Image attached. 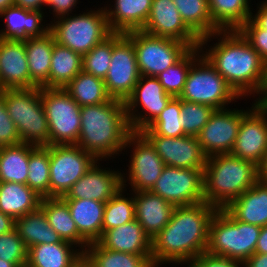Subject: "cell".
<instances>
[{"mask_svg": "<svg viewBox=\"0 0 267 267\" xmlns=\"http://www.w3.org/2000/svg\"><path fill=\"white\" fill-rule=\"evenodd\" d=\"M217 210L204 201L175 207L168 224L151 239L154 267L167 263L188 264L206 252L210 221Z\"/></svg>", "mask_w": 267, "mask_h": 267, "instance_id": "6da1fadb", "label": "cell"}, {"mask_svg": "<svg viewBox=\"0 0 267 267\" xmlns=\"http://www.w3.org/2000/svg\"><path fill=\"white\" fill-rule=\"evenodd\" d=\"M217 36H220L218 43L204 51L203 46ZM199 47L201 54L239 97L258 95L264 81L265 62L238 30H219L202 37Z\"/></svg>", "mask_w": 267, "mask_h": 267, "instance_id": "7a4b0ae2", "label": "cell"}, {"mask_svg": "<svg viewBox=\"0 0 267 267\" xmlns=\"http://www.w3.org/2000/svg\"><path fill=\"white\" fill-rule=\"evenodd\" d=\"M78 145L97 160L115 158L132 133L125 102L111 98L98 105L82 106Z\"/></svg>", "mask_w": 267, "mask_h": 267, "instance_id": "3957f363", "label": "cell"}, {"mask_svg": "<svg viewBox=\"0 0 267 267\" xmlns=\"http://www.w3.org/2000/svg\"><path fill=\"white\" fill-rule=\"evenodd\" d=\"M204 202L217 209L226 208L258 181L257 166L229 154H216L206 159L203 169Z\"/></svg>", "mask_w": 267, "mask_h": 267, "instance_id": "277c9868", "label": "cell"}, {"mask_svg": "<svg viewBox=\"0 0 267 267\" xmlns=\"http://www.w3.org/2000/svg\"><path fill=\"white\" fill-rule=\"evenodd\" d=\"M261 227L236 220L225 208L218 209L209 225L207 252L244 263L255 253Z\"/></svg>", "mask_w": 267, "mask_h": 267, "instance_id": "5b68a950", "label": "cell"}, {"mask_svg": "<svg viewBox=\"0 0 267 267\" xmlns=\"http://www.w3.org/2000/svg\"><path fill=\"white\" fill-rule=\"evenodd\" d=\"M5 106L21 143L49 145V125L41 100L40 87L3 90Z\"/></svg>", "mask_w": 267, "mask_h": 267, "instance_id": "8992f818", "label": "cell"}, {"mask_svg": "<svg viewBox=\"0 0 267 267\" xmlns=\"http://www.w3.org/2000/svg\"><path fill=\"white\" fill-rule=\"evenodd\" d=\"M77 15L54 19L49 25V31L55 42L83 56L112 32L103 7Z\"/></svg>", "mask_w": 267, "mask_h": 267, "instance_id": "52a82bcc", "label": "cell"}, {"mask_svg": "<svg viewBox=\"0 0 267 267\" xmlns=\"http://www.w3.org/2000/svg\"><path fill=\"white\" fill-rule=\"evenodd\" d=\"M179 98L215 110L225 109L232 101L241 99L203 55L191 65Z\"/></svg>", "mask_w": 267, "mask_h": 267, "instance_id": "ba28073f", "label": "cell"}, {"mask_svg": "<svg viewBox=\"0 0 267 267\" xmlns=\"http://www.w3.org/2000/svg\"><path fill=\"white\" fill-rule=\"evenodd\" d=\"M49 125V145L77 144L81 129V107L64 88L40 87Z\"/></svg>", "mask_w": 267, "mask_h": 267, "instance_id": "9c48e42d", "label": "cell"}, {"mask_svg": "<svg viewBox=\"0 0 267 267\" xmlns=\"http://www.w3.org/2000/svg\"><path fill=\"white\" fill-rule=\"evenodd\" d=\"M125 35L133 42L140 75L157 77L178 62L191 48L179 40L148 34L143 30Z\"/></svg>", "mask_w": 267, "mask_h": 267, "instance_id": "30bf717a", "label": "cell"}, {"mask_svg": "<svg viewBox=\"0 0 267 267\" xmlns=\"http://www.w3.org/2000/svg\"><path fill=\"white\" fill-rule=\"evenodd\" d=\"M50 197H63L98 161L76 144L49 145Z\"/></svg>", "mask_w": 267, "mask_h": 267, "instance_id": "8fae6325", "label": "cell"}, {"mask_svg": "<svg viewBox=\"0 0 267 267\" xmlns=\"http://www.w3.org/2000/svg\"><path fill=\"white\" fill-rule=\"evenodd\" d=\"M140 76L133 42L123 33L112 32V56L104 78L108 95L125 102Z\"/></svg>", "mask_w": 267, "mask_h": 267, "instance_id": "7c38bea8", "label": "cell"}, {"mask_svg": "<svg viewBox=\"0 0 267 267\" xmlns=\"http://www.w3.org/2000/svg\"><path fill=\"white\" fill-rule=\"evenodd\" d=\"M171 98L157 77L141 75L132 94L125 100L131 131L140 132L147 128L160 115ZM138 106L142 107L140 113L136 109Z\"/></svg>", "mask_w": 267, "mask_h": 267, "instance_id": "4fadbf2b", "label": "cell"}, {"mask_svg": "<svg viewBox=\"0 0 267 267\" xmlns=\"http://www.w3.org/2000/svg\"><path fill=\"white\" fill-rule=\"evenodd\" d=\"M131 145L134 149L131 151L133 153L130 156L128 176L122 174L123 187L128 186L125 184L128 180L133 192L150 191L162 174L165 164L155 148L140 132H132L128 136L124 149L130 148Z\"/></svg>", "mask_w": 267, "mask_h": 267, "instance_id": "5bb4252c", "label": "cell"}, {"mask_svg": "<svg viewBox=\"0 0 267 267\" xmlns=\"http://www.w3.org/2000/svg\"><path fill=\"white\" fill-rule=\"evenodd\" d=\"M203 170L165 166L151 192L175 207L204 201Z\"/></svg>", "mask_w": 267, "mask_h": 267, "instance_id": "9a60e30c", "label": "cell"}, {"mask_svg": "<svg viewBox=\"0 0 267 267\" xmlns=\"http://www.w3.org/2000/svg\"><path fill=\"white\" fill-rule=\"evenodd\" d=\"M267 152V106L253 103L242 119L231 155L258 166Z\"/></svg>", "mask_w": 267, "mask_h": 267, "instance_id": "2e32d148", "label": "cell"}, {"mask_svg": "<svg viewBox=\"0 0 267 267\" xmlns=\"http://www.w3.org/2000/svg\"><path fill=\"white\" fill-rule=\"evenodd\" d=\"M242 110H214L207 124L196 136L204 155L231 153L240 127Z\"/></svg>", "mask_w": 267, "mask_h": 267, "instance_id": "e0dca14e", "label": "cell"}, {"mask_svg": "<svg viewBox=\"0 0 267 267\" xmlns=\"http://www.w3.org/2000/svg\"><path fill=\"white\" fill-rule=\"evenodd\" d=\"M144 32L172 38L186 43L190 48L198 47L200 38L185 24L172 0H152Z\"/></svg>", "mask_w": 267, "mask_h": 267, "instance_id": "ac0fdd59", "label": "cell"}, {"mask_svg": "<svg viewBox=\"0 0 267 267\" xmlns=\"http://www.w3.org/2000/svg\"><path fill=\"white\" fill-rule=\"evenodd\" d=\"M155 148L165 166L184 169L203 170L207 157L204 155L197 137H166L159 135H143Z\"/></svg>", "mask_w": 267, "mask_h": 267, "instance_id": "d6986e66", "label": "cell"}, {"mask_svg": "<svg viewBox=\"0 0 267 267\" xmlns=\"http://www.w3.org/2000/svg\"><path fill=\"white\" fill-rule=\"evenodd\" d=\"M38 87L30 78L24 40L0 38V89Z\"/></svg>", "mask_w": 267, "mask_h": 267, "instance_id": "ffe728a7", "label": "cell"}, {"mask_svg": "<svg viewBox=\"0 0 267 267\" xmlns=\"http://www.w3.org/2000/svg\"><path fill=\"white\" fill-rule=\"evenodd\" d=\"M99 160L76 182L62 199H90L107 202L122 187L120 171L101 169ZM98 164V165H97Z\"/></svg>", "mask_w": 267, "mask_h": 267, "instance_id": "44dd1931", "label": "cell"}, {"mask_svg": "<svg viewBox=\"0 0 267 267\" xmlns=\"http://www.w3.org/2000/svg\"><path fill=\"white\" fill-rule=\"evenodd\" d=\"M135 219L145 233L153 239L169 222L175 206L151 191L132 193Z\"/></svg>", "mask_w": 267, "mask_h": 267, "instance_id": "7402d4cb", "label": "cell"}, {"mask_svg": "<svg viewBox=\"0 0 267 267\" xmlns=\"http://www.w3.org/2000/svg\"><path fill=\"white\" fill-rule=\"evenodd\" d=\"M98 242L111 251L151 255V238L136 219L106 230Z\"/></svg>", "mask_w": 267, "mask_h": 267, "instance_id": "603a6c76", "label": "cell"}, {"mask_svg": "<svg viewBox=\"0 0 267 267\" xmlns=\"http://www.w3.org/2000/svg\"><path fill=\"white\" fill-rule=\"evenodd\" d=\"M43 16L41 11H30L15 5L8 7L0 13L6 22V28L0 30V38L23 40L45 35L49 32L50 24H42Z\"/></svg>", "mask_w": 267, "mask_h": 267, "instance_id": "cb8c5ba5", "label": "cell"}, {"mask_svg": "<svg viewBox=\"0 0 267 267\" xmlns=\"http://www.w3.org/2000/svg\"><path fill=\"white\" fill-rule=\"evenodd\" d=\"M114 8L104 6L111 32L127 33L142 30L147 22L152 0H114Z\"/></svg>", "mask_w": 267, "mask_h": 267, "instance_id": "d4e9b609", "label": "cell"}, {"mask_svg": "<svg viewBox=\"0 0 267 267\" xmlns=\"http://www.w3.org/2000/svg\"><path fill=\"white\" fill-rule=\"evenodd\" d=\"M236 220L263 227L267 225V184L257 181L225 208Z\"/></svg>", "mask_w": 267, "mask_h": 267, "instance_id": "484cf974", "label": "cell"}, {"mask_svg": "<svg viewBox=\"0 0 267 267\" xmlns=\"http://www.w3.org/2000/svg\"><path fill=\"white\" fill-rule=\"evenodd\" d=\"M70 210L79 234L89 243L103 235L105 202L90 199H63Z\"/></svg>", "mask_w": 267, "mask_h": 267, "instance_id": "4316f807", "label": "cell"}, {"mask_svg": "<svg viewBox=\"0 0 267 267\" xmlns=\"http://www.w3.org/2000/svg\"><path fill=\"white\" fill-rule=\"evenodd\" d=\"M40 208L44 211L49 225L60 238L75 247H80L84 252L89 243L79 234L67 203L61 197H45L41 199Z\"/></svg>", "mask_w": 267, "mask_h": 267, "instance_id": "83f0119b", "label": "cell"}, {"mask_svg": "<svg viewBox=\"0 0 267 267\" xmlns=\"http://www.w3.org/2000/svg\"><path fill=\"white\" fill-rule=\"evenodd\" d=\"M31 80L38 86L49 88L50 64L55 38L49 31L41 37L23 39Z\"/></svg>", "mask_w": 267, "mask_h": 267, "instance_id": "f1b7e54d", "label": "cell"}, {"mask_svg": "<svg viewBox=\"0 0 267 267\" xmlns=\"http://www.w3.org/2000/svg\"><path fill=\"white\" fill-rule=\"evenodd\" d=\"M72 243L37 244L28 248L26 267H73L83 256Z\"/></svg>", "mask_w": 267, "mask_h": 267, "instance_id": "f546056e", "label": "cell"}, {"mask_svg": "<svg viewBox=\"0 0 267 267\" xmlns=\"http://www.w3.org/2000/svg\"><path fill=\"white\" fill-rule=\"evenodd\" d=\"M41 199L27 184L0 182V211L14 220L36 211Z\"/></svg>", "mask_w": 267, "mask_h": 267, "instance_id": "4dcf8cb0", "label": "cell"}, {"mask_svg": "<svg viewBox=\"0 0 267 267\" xmlns=\"http://www.w3.org/2000/svg\"><path fill=\"white\" fill-rule=\"evenodd\" d=\"M35 147L28 143L0 147V182L27 184L29 156Z\"/></svg>", "mask_w": 267, "mask_h": 267, "instance_id": "1f68e13d", "label": "cell"}, {"mask_svg": "<svg viewBox=\"0 0 267 267\" xmlns=\"http://www.w3.org/2000/svg\"><path fill=\"white\" fill-rule=\"evenodd\" d=\"M15 228L27 248L37 244L66 242L51 228L40 207L36 211L16 219Z\"/></svg>", "mask_w": 267, "mask_h": 267, "instance_id": "d6a6232c", "label": "cell"}, {"mask_svg": "<svg viewBox=\"0 0 267 267\" xmlns=\"http://www.w3.org/2000/svg\"><path fill=\"white\" fill-rule=\"evenodd\" d=\"M82 71V56L54 42L49 74V88H64Z\"/></svg>", "mask_w": 267, "mask_h": 267, "instance_id": "836d02e7", "label": "cell"}, {"mask_svg": "<svg viewBox=\"0 0 267 267\" xmlns=\"http://www.w3.org/2000/svg\"><path fill=\"white\" fill-rule=\"evenodd\" d=\"M83 256L93 267H154L152 255H134L104 248L99 242L91 243Z\"/></svg>", "mask_w": 267, "mask_h": 267, "instance_id": "e575fe53", "label": "cell"}, {"mask_svg": "<svg viewBox=\"0 0 267 267\" xmlns=\"http://www.w3.org/2000/svg\"><path fill=\"white\" fill-rule=\"evenodd\" d=\"M212 22L220 30H238L252 15L249 0H208Z\"/></svg>", "mask_w": 267, "mask_h": 267, "instance_id": "d590c367", "label": "cell"}, {"mask_svg": "<svg viewBox=\"0 0 267 267\" xmlns=\"http://www.w3.org/2000/svg\"><path fill=\"white\" fill-rule=\"evenodd\" d=\"M64 90L80 106H90L105 103L111 99L108 95L103 79L94 75L79 72Z\"/></svg>", "mask_w": 267, "mask_h": 267, "instance_id": "8d00e7d4", "label": "cell"}, {"mask_svg": "<svg viewBox=\"0 0 267 267\" xmlns=\"http://www.w3.org/2000/svg\"><path fill=\"white\" fill-rule=\"evenodd\" d=\"M185 24L201 39L220 29L212 22L208 0H172Z\"/></svg>", "mask_w": 267, "mask_h": 267, "instance_id": "74e56055", "label": "cell"}, {"mask_svg": "<svg viewBox=\"0 0 267 267\" xmlns=\"http://www.w3.org/2000/svg\"><path fill=\"white\" fill-rule=\"evenodd\" d=\"M27 186L40 197H50L49 145L36 146L29 156Z\"/></svg>", "mask_w": 267, "mask_h": 267, "instance_id": "f35d334b", "label": "cell"}, {"mask_svg": "<svg viewBox=\"0 0 267 267\" xmlns=\"http://www.w3.org/2000/svg\"><path fill=\"white\" fill-rule=\"evenodd\" d=\"M180 114L181 99L172 97L160 115L140 133L142 135H159L173 138L185 136Z\"/></svg>", "mask_w": 267, "mask_h": 267, "instance_id": "ab89813d", "label": "cell"}, {"mask_svg": "<svg viewBox=\"0 0 267 267\" xmlns=\"http://www.w3.org/2000/svg\"><path fill=\"white\" fill-rule=\"evenodd\" d=\"M200 47L191 48L178 62L160 73L157 78L165 92L179 97L183 91L191 65L201 56Z\"/></svg>", "mask_w": 267, "mask_h": 267, "instance_id": "60d3db41", "label": "cell"}, {"mask_svg": "<svg viewBox=\"0 0 267 267\" xmlns=\"http://www.w3.org/2000/svg\"><path fill=\"white\" fill-rule=\"evenodd\" d=\"M124 191L125 187H122L105 203L103 233L135 219L134 198L125 197Z\"/></svg>", "mask_w": 267, "mask_h": 267, "instance_id": "b9f144b4", "label": "cell"}, {"mask_svg": "<svg viewBox=\"0 0 267 267\" xmlns=\"http://www.w3.org/2000/svg\"><path fill=\"white\" fill-rule=\"evenodd\" d=\"M112 56V33L82 56V71L100 79L105 78Z\"/></svg>", "mask_w": 267, "mask_h": 267, "instance_id": "7bdbcfd3", "label": "cell"}, {"mask_svg": "<svg viewBox=\"0 0 267 267\" xmlns=\"http://www.w3.org/2000/svg\"><path fill=\"white\" fill-rule=\"evenodd\" d=\"M214 108L209 105L181 100L182 128L188 136H197L207 124Z\"/></svg>", "mask_w": 267, "mask_h": 267, "instance_id": "ee69618b", "label": "cell"}, {"mask_svg": "<svg viewBox=\"0 0 267 267\" xmlns=\"http://www.w3.org/2000/svg\"><path fill=\"white\" fill-rule=\"evenodd\" d=\"M0 258L11 262L17 267H26L28 248L16 228L0 235Z\"/></svg>", "mask_w": 267, "mask_h": 267, "instance_id": "f6af8a7d", "label": "cell"}, {"mask_svg": "<svg viewBox=\"0 0 267 267\" xmlns=\"http://www.w3.org/2000/svg\"><path fill=\"white\" fill-rule=\"evenodd\" d=\"M238 31L258 52L261 59L267 62V30L260 28L251 18Z\"/></svg>", "mask_w": 267, "mask_h": 267, "instance_id": "bcb514c9", "label": "cell"}, {"mask_svg": "<svg viewBox=\"0 0 267 267\" xmlns=\"http://www.w3.org/2000/svg\"><path fill=\"white\" fill-rule=\"evenodd\" d=\"M19 143L21 139L6 109L3 90L0 89V147Z\"/></svg>", "mask_w": 267, "mask_h": 267, "instance_id": "7dc6e473", "label": "cell"}, {"mask_svg": "<svg viewBox=\"0 0 267 267\" xmlns=\"http://www.w3.org/2000/svg\"><path fill=\"white\" fill-rule=\"evenodd\" d=\"M187 267H243V263L228 257L217 256L206 252L194 257Z\"/></svg>", "mask_w": 267, "mask_h": 267, "instance_id": "c3c4849f", "label": "cell"}, {"mask_svg": "<svg viewBox=\"0 0 267 267\" xmlns=\"http://www.w3.org/2000/svg\"><path fill=\"white\" fill-rule=\"evenodd\" d=\"M78 0H45V6H49L53 9V17L59 18L72 13V10L76 7Z\"/></svg>", "mask_w": 267, "mask_h": 267, "instance_id": "681fc988", "label": "cell"}, {"mask_svg": "<svg viewBox=\"0 0 267 267\" xmlns=\"http://www.w3.org/2000/svg\"><path fill=\"white\" fill-rule=\"evenodd\" d=\"M260 6V7H259ZM259 10L255 15L252 13L251 19L262 29L267 30V0L259 4Z\"/></svg>", "mask_w": 267, "mask_h": 267, "instance_id": "f907efd6", "label": "cell"}, {"mask_svg": "<svg viewBox=\"0 0 267 267\" xmlns=\"http://www.w3.org/2000/svg\"><path fill=\"white\" fill-rule=\"evenodd\" d=\"M14 5L30 11H42L45 0H14Z\"/></svg>", "mask_w": 267, "mask_h": 267, "instance_id": "816d5d0a", "label": "cell"}, {"mask_svg": "<svg viewBox=\"0 0 267 267\" xmlns=\"http://www.w3.org/2000/svg\"><path fill=\"white\" fill-rule=\"evenodd\" d=\"M243 267H267V254L254 253L243 263Z\"/></svg>", "mask_w": 267, "mask_h": 267, "instance_id": "f5cc1de1", "label": "cell"}, {"mask_svg": "<svg viewBox=\"0 0 267 267\" xmlns=\"http://www.w3.org/2000/svg\"><path fill=\"white\" fill-rule=\"evenodd\" d=\"M15 228V220L0 211V235L10 232Z\"/></svg>", "mask_w": 267, "mask_h": 267, "instance_id": "db71d44e", "label": "cell"}, {"mask_svg": "<svg viewBox=\"0 0 267 267\" xmlns=\"http://www.w3.org/2000/svg\"><path fill=\"white\" fill-rule=\"evenodd\" d=\"M255 253L267 254V225L261 227V232L258 237Z\"/></svg>", "mask_w": 267, "mask_h": 267, "instance_id": "11a10c76", "label": "cell"}, {"mask_svg": "<svg viewBox=\"0 0 267 267\" xmlns=\"http://www.w3.org/2000/svg\"><path fill=\"white\" fill-rule=\"evenodd\" d=\"M258 94H259L258 95L259 99L256 98L255 103L267 106V62L265 63V76H264L263 85Z\"/></svg>", "mask_w": 267, "mask_h": 267, "instance_id": "9f6ffc18", "label": "cell"}, {"mask_svg": "<svg viewBox=\"0 0 267 267\" xmlns=\"http://www.w3.org/2000/svg\"><path fill=\"white\" fill-rule=\"evenodd\" d=\"M258 181L267 184V152L265 153L262 162L257 166Z\"/></svg>", "mask_w": 267, "mask_h": 267, "instance_id": "6f0895ef", "label": "cell"}, {"mask_svg": "<svg viewBox=\"0 0 267 267\" xmlns=\"http://www.w3.org/2000/svg\"><path fill=\"white\" fill-rule=\"evenodd\" d=\"M12 6H14V0H0V13Z\"/></svg>", "mask_w": 267, "mask_h": 267, "instance_id": "680465c9", "label": "cell"}, {"mask_svg": "<svg viewBox=\"0 0 267 267\" xmlns=\"http://www.w3.org/2000/svg\"><path fill=\"white\" fill-rule=\"evenodd\" d=\"M73 267H93V266L84 256H82L81 259Z\"/></svg>", "mask_w": 267, "mask_h": 267, "instance_id": "91938a15", "label": "cell"}, {"mask_svg": "<svg viewBox=\"0 0 267 267\" xmlns=\"http://www.w3.org/2000/svg\"><path fill=\"white\" fill-rule=\"evenodd\" d=\"M0 267H17L16 265L0 258Z\"/></svg>", "mask_w": 267, "mask_h": 267, "instance_id": "94428289", "label": "cell"}]
</instances>
